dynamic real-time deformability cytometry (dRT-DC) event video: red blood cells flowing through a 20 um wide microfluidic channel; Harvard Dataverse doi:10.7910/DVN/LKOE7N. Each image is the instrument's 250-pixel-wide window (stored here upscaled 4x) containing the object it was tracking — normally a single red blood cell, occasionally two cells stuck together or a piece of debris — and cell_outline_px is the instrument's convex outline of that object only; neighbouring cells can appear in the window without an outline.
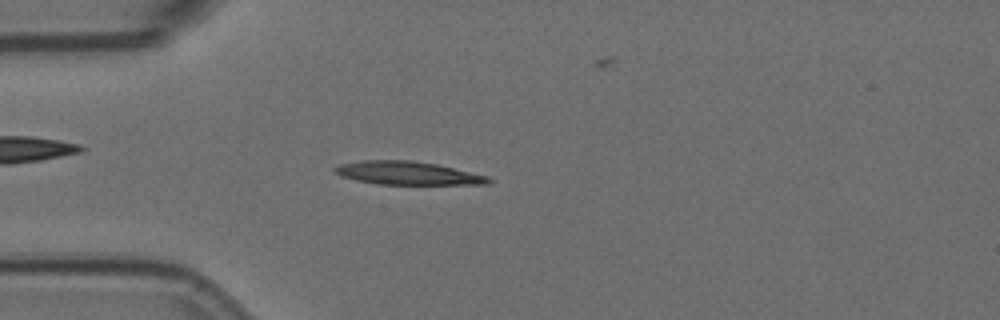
{"species": "Egyptian fruit bat (a non-hibernating species)", "species_latin": "Rousettus aegyptiacus", "temperature_condition": "room temperature", "stored_images_in_passage": 53, "camera_frame_rate_fps": 3000, "um_per_image_px": 0.085, "animal": {"sex": "female"}, "frame": {"image": 1, "passage_image": 11, "time_ms": 3.333, "image_size_px": [1000, 320], "cell_outline_px": [[492, 180], [488, 184], [376, 184], [356, 180], [340, 176], [332, 172], [332, 168], [340, 164], [360, 160], [412, 160], [436, 164], [488, 176]], "centroid_in_image_um": [34.57, 14.71], "position_along_channel_um": 50.4, "area_um2": 20.87}}
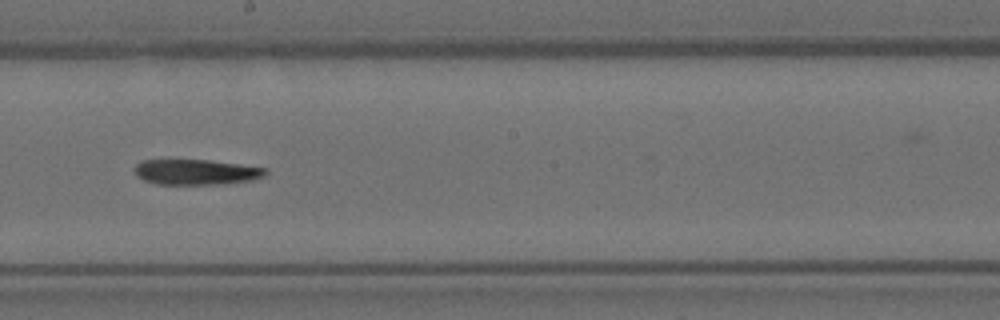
{"frame": {"image": 2, "passage_image": 27, "time_ms": 8.667, "image_size_px": [1000, 320], "cell_outline_px": [[268, 172], [264, 176], [252, 180], [224, 184], [156, 184], [144, 180], [136, 176], [136, 164], [140, 160], [208, 160], [268, 168]], "centroid_in_image_um": [16.69, 14.62], "position_along_channel_um": 231.5, "area_um2": 19.36}}
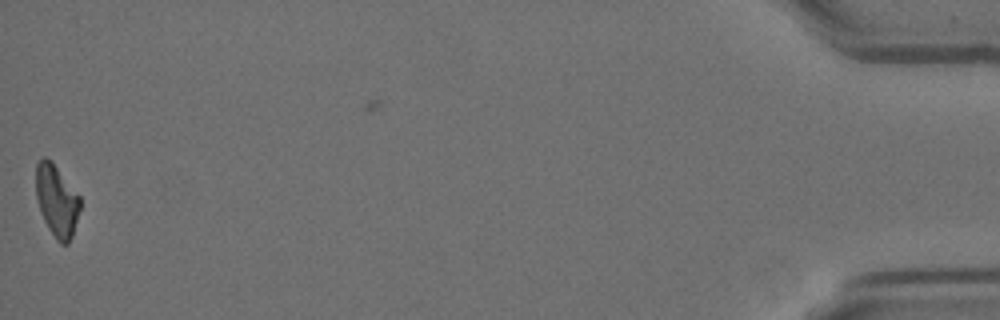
{"frame": {"image": 3, "passage_image": 52, "time_ms": 17.0, "image_size_px": [1000, 320], "cell_outline_px": [[80, 208], [72, 236], [68, 244], [60, 244], [56, 240], [48, 228], [40, 212], [36, 200], [36, 164], [44, 156], [56, 168], [80, 196]], "centroid_in_image_um": [4.81, 17.11], "position_along_channel_um": 430.4, "area_um2": 18.21}, "authors_computed_cell_mechanics": {"area_um2": 19.941, "velocity_mm_per_s": 3.5761, "shape_relaxation_time_tau1_ms": 5.8329, "shape_relaxation_time_tau2_ms": null, "deformation_change_tau1": 0.2154, "deformation_change_tau2": null}}